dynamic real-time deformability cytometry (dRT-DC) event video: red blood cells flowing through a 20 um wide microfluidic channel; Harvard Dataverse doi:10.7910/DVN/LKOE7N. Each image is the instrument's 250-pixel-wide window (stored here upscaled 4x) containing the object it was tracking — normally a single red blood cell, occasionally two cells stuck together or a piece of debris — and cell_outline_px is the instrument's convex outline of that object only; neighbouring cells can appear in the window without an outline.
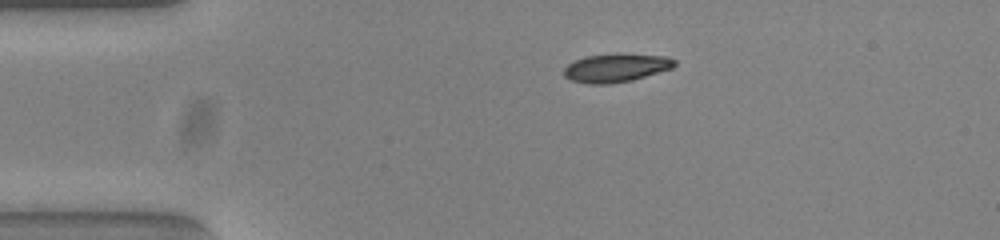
{"species": "common noctule bat (a hibernating species)", "species_latin": "Nyctalus noctula", "temperature_condition": "warm", "stored_images_in_passage": 44, "camera_frame_rate_fps": 3000, "um_per_image_px": 0.085, "animal": {"sex": "female", "body_mass_g": 23.0, "forearm_length_mm": 53.4}, "frame": {"image": 1, "passage_image": 1, "time_ms": 0.0, "image_size_px": [1000, 240], "cell_outline_px": [[676, 64], [672, 68], [632, 80], [608, 84], [588, 84], [572, 80], [564, 76], [564, 68], [568, 64], [576, 60], [588, 56], [616, 52], [668, 56], [676, 60]], "centroid_in_image_um": [52.39, 5.74], "position_along_channel_um": 32.6, "area_um2": 18.55}}
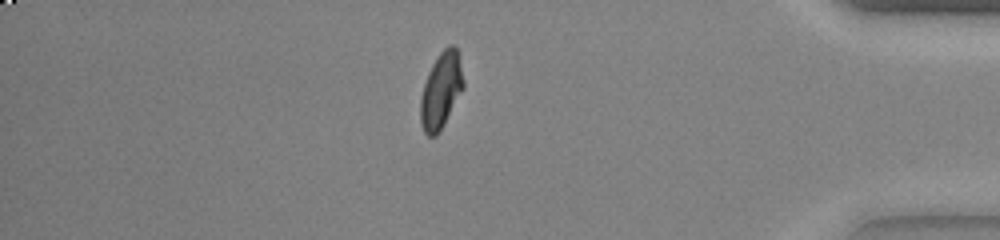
{"frame": {"image": 2, "passage_image": 36, "time_ms": 11.667, "image_size_px": [1000, 240], "cell_outline_px": [[464, 88], [436, 136], [428, 136], [424, 132], [420, 124], [420, 96], [428, 72], [432, 64], [440, 52], [448, 44], [456, 44], [464, 80]], "centroid_in_image_um": [37.48, 7.65], "position_along_channel_um": 397.7, "area_um2": 19.02}}
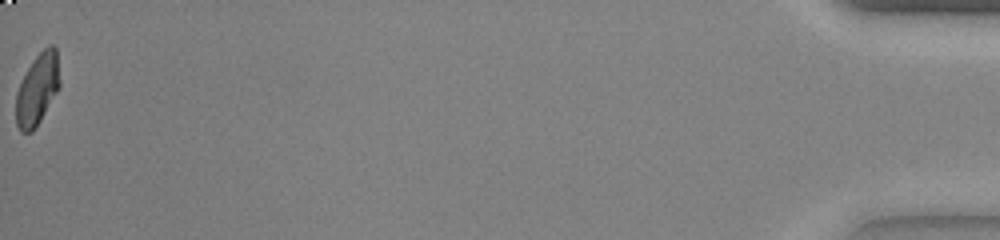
{"frame": {"image": 3, "passage_image": 44, "time_ms": 14.333, "image_size_px": [1000, 240], "cell_outline_px": [[60, 84], [56, 92], [40, 120], [32, 132], [20, 132], [16, 124], [16, 92], [28, 68], [36, 56], [48, 44], [52, 44], [56, 48], [60, 80]], "centroid_in_image_um": [3.17, 7.58], "position_along_channel_um": 432.0, "area_um2": 17.92}, "authors_computed_cell_mechanics": {"area_um2": 18.7272, "velocity_mm_per_s": 3.841, "shape_relaxation_time_tau1_ms": 4.638, "shape_relaxation_time_tau2_ms": 0.9944, "deformation_change_tau1": 0.2077, "deformation_change_tau2": 0.0531}}